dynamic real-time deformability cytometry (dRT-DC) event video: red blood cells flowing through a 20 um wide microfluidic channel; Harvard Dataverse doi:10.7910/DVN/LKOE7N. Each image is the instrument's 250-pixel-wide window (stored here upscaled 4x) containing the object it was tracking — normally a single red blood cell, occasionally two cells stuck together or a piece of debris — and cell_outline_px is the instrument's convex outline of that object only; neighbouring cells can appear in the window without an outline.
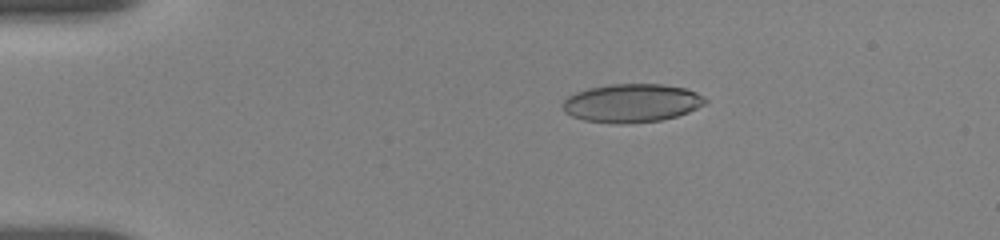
{"species": "human", "species_latin": "Homo sapiens", "temperature_condition": "room temperature", "stored_images_in_passage": 52, "camera_frame_rate_fps": 3000, "um_per_image_px": 0.085, "donor": {"sex": "female"}, "frame": {"image": 1, "passage_image": 8, "time_ms": 2.333, "image_size_px": [1000, 240], "cell_outline_px": [[708, 104], [688, 112], [676, 116], [660, 120], [624, 124], [616, 124], [584, 120], [572, 116], [564, 112], [564, 100], [568, 96], [576, 92], [588, 88], [608, 84], [664, 84], [684, 88], [696, 92], [704, 96], [708, 100]], "centroid_in_image_um": [53.73, 8.76], "position_along_channel_um": 31.3, "area_um2": 32.08}}
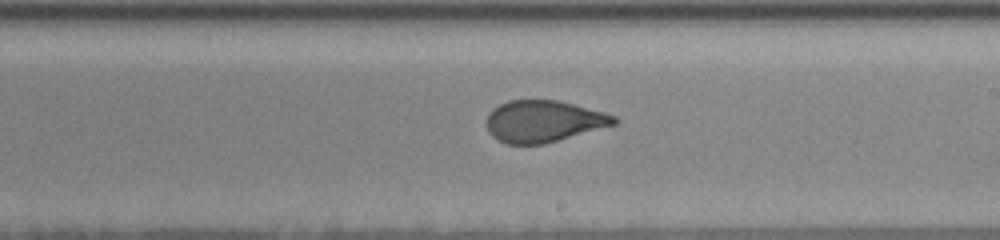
{"frame": {"image": 2, "passage_image": 30, "time_ms": 9.667, "image_size_px": [1000, 240], "cell_outline_px": [[616, 124], [544, 144], [508, 144], [492, 136], [488, 132], [488, 112], [492, 108], [508, 100], [556, 100], [604, 112], [616, 116]], "centroid_in_image_um": [46.18, 10.3], "position_along_channel_um": 242.8, "area_um2": 30.69}}
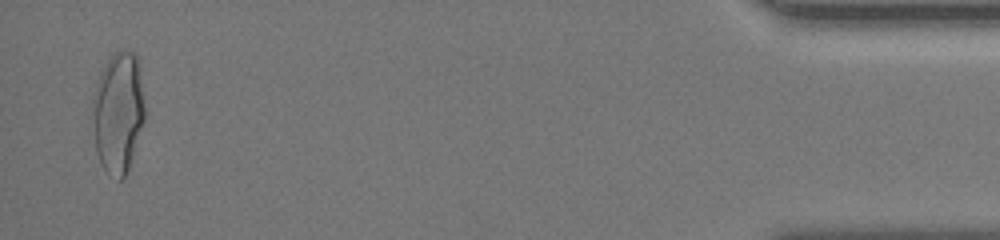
{"frame": {"image": 3, "passage_image": 51, "time_ms": 16.667, "image_size_px": [1000, 240], "cell_outline_px": [[144, 120], [128, 168], [124, 176], [120, 180], [104, 168], [96, 152], [92, 108], [92, 96], [100, 72], [104, 64], [112, 52], [132, 52], [136, 56], [140, 64], [144, 108]], "centroid_in_image_um": [10.03, 9.49], "position_along_channel_um": 425.2, "area_um2": 36.41}, "authors_computed_cell_mechanics": {"area_um2": 32.1946, "velocity_mm_per_s": 3.6837, "shape_relaxation_time_tau1_ms": 8.7625, "shape_relaxation_time_tau2_ms": 0.7972, "deformation_change_tau1": 0.2468, "deformation_change_tau2": 0.07}}